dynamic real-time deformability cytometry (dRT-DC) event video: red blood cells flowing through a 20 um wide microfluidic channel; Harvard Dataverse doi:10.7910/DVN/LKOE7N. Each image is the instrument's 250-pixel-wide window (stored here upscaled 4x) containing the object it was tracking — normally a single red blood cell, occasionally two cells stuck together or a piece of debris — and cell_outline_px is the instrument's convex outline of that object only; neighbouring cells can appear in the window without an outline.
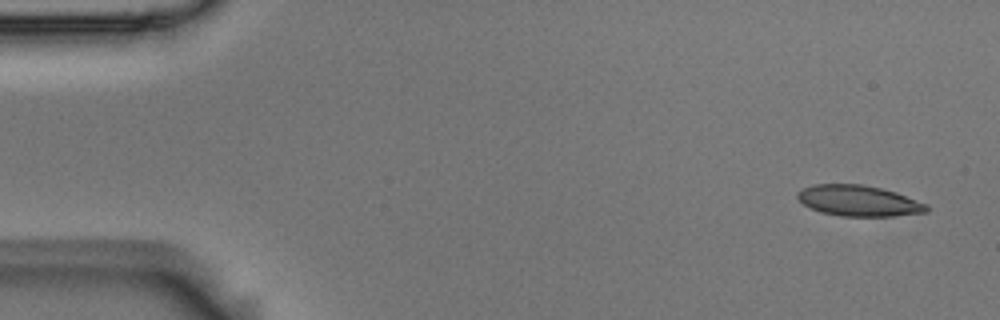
{"species": "Egyptian fruit bat (a non-hibernating species)", "species_latin": "Rousettus aegyptiacus", "temperature_condition": "room temperature", "stored_images_in_passage": 8, "camera_frame_rate_fps": 3000, "um_per_image_px": 0.085, "animal": {"sex": "male"}, "frame": {"image": 1, "passage_image": 1, "time_ms": 0.0, "image_size_px": [1000, 320], "cell_outline_px": [[932, 208], [928, 212], [896, 216], [840, 216], [820, 212], [804, 204], [796, 196], [796, 192], [812, 184], [864, 184], [896, 192], [928, 204]], "centroid_in_image_um": [73.03, 17.07], "position_along_channel_um": 12.0, "area_um2": 23.41}}
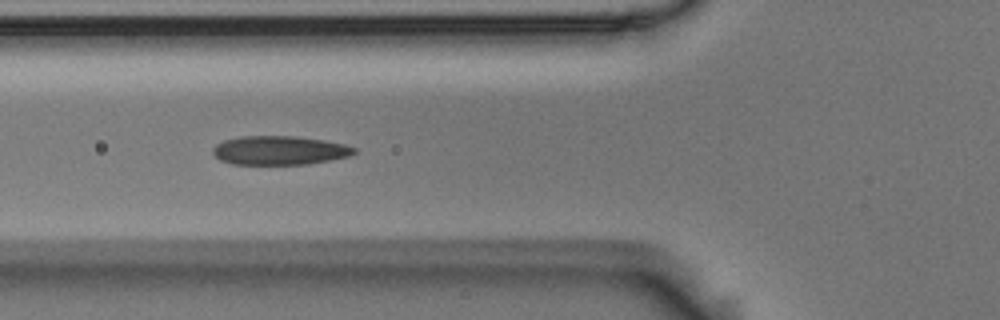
{"frame": {"image": 2, "passage_image": 6, "time_ms": 1.667, "image_size_px": [1000, 320], "cell_outline_px": [[356, 152], [348, 156], [308, 164], [232, 164], [220, 160], [212, 152], [212, 148], [216, 144], [224, 140], [240, 136], [296, 136], [324, 140], [344, 144], [356, 148]], "centroid_in_image_um": [23.73, 12.77], "position_along_channel_um": 102.1, "area_um2": 23.76}}
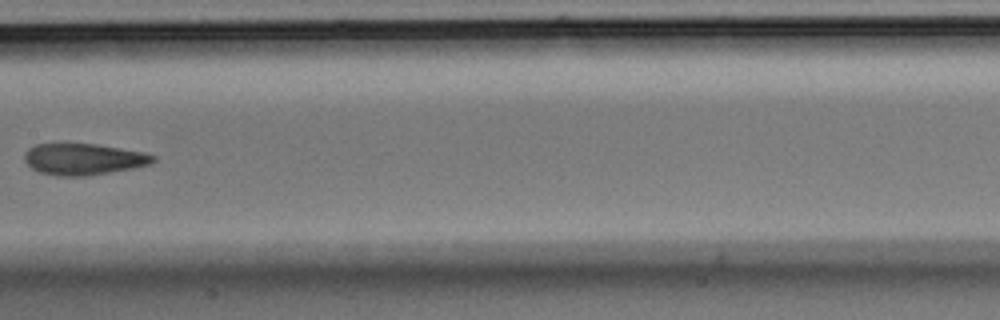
{"frame": {"image": 3, "passage_image": 8, "time_ms": 2.333, "image_size_px": [1000, 320], "cell_outline_px": [[156, 160], [152, 164], [132, 168], [88, 176], [56, 176], [40, 172], [32, 168], [24, 160], [24, 156], [28, 148], [36, 144], [96, 144], [144, 152], [156, 156]], "centroid_in_image_um": [7.12, 13.53], "position_along_channel_um": 200.3, "area_um2": 23.52}}